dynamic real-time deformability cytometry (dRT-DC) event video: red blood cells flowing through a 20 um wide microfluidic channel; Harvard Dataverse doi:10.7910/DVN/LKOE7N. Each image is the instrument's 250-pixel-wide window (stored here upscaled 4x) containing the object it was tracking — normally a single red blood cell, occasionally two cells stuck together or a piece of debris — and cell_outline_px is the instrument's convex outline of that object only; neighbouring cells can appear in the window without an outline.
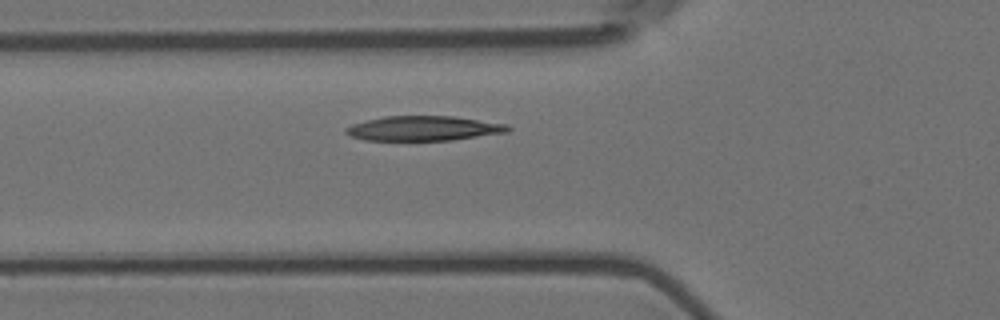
{"species": "Egyptian fruit bat (a non-hibernating species)", "species_latin": "Rousettus aegyptiacus", "temperature_condition": "room temperature", "stored_images_in_passage": 4, "camera_frame_rate_fps": 3000, "um_per_image_px": 0.085, "animal": {"sex": "female"}, "frame": {"image": 1, "passage_image": 4, "time_ms": 1.0, "image_size_px": [1000, 320], "cell_outline_px": [[512, 128], [508, 132], [452, 140], [364, 140], [352, 136], [344, 132], [344, 128], [352, 124], [384, 116], [452, 116], [508, 124]], "centroid_in_image_um": [36.02, 10.91], "position_along_channel_um": 89.8, "area_um2": 23.29}}